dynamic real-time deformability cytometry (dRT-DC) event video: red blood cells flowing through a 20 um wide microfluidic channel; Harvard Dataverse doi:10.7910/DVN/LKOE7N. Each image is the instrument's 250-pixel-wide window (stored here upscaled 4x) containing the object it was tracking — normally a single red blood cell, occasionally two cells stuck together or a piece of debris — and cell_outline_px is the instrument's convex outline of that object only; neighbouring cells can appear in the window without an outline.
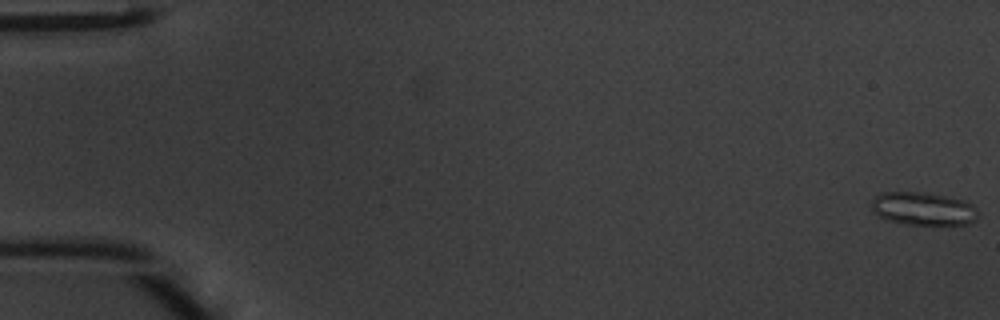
{"species": "common noctule bat (a hibernating species)", "species_latin": "Nyctalus noctula", "temperature_condition": "warm", "stored_images_in_passage": 41, "camera_frame_rate_fps": 3000, "um_per_image_px": 0.085, "animal": {"sex": "male", "body_mass_g": 20.1, "forearm_length_mm": 53.5}, "frame": {"image": 1, "passage_image": 1, "time_ms": 0.0, "image_size_px": [1000, 320], "cell_outline_px": [[980, 216], [976, 220], [968, 224], [900, 224], [888, 220], [872, 212], [872, 200], [880, 192], [924, 192], [964, 200], [972, 204], [980, 212]], "centroid_in_image_um": [78.49, 17.74], "position_along_channel_um": 6.5, "area_um2": 20.69}}
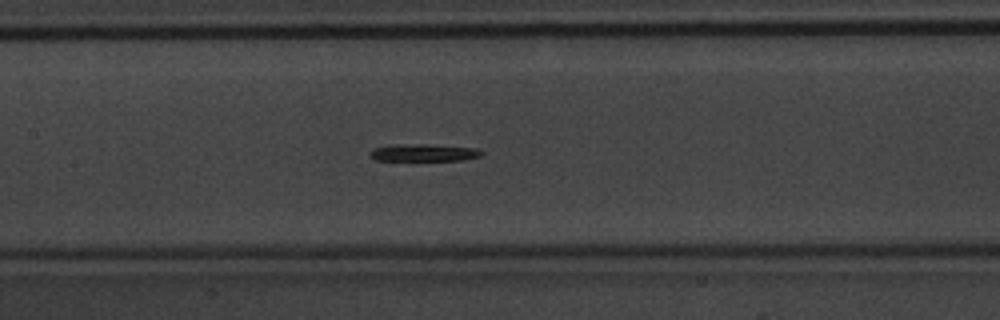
{"frame": {"image": 2, "passage_image": 24, "time_ms": 7.667, "image_size_px": [1000, 320], "cell_outline_px": [[484, 152], [480, 156], [464, 160], [376, 160], [368, 152], [372, 148], [388, 144], [428, 144], [476, 148]], "centroid_in_image_um": [35.99, 12.96], "position_along_channel_um": 171.4, "area_um2": 11.33}}
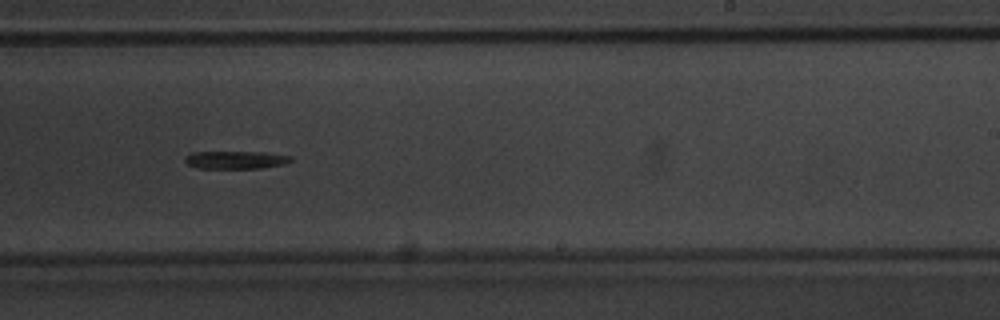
{"frame": {"image": 3, "passage_image": 31, "time_ms": 10.0, "image_size_px": [1000, 320], "cell_outline_px": [[292, 160], [284, 164], [260, 168], [196, 168], [188, 164], [184, 160], [184, 156], [192, 152], [264, 152], [292, 156]], "centroid_in_image_um": [20.01, 13.58], "position_along_channel_um": 269.0, "area_um2": 10.98}, "authors_computed_cell_mechanics": {"area_um2": 11.7912, "velocity_mm_per_s": 4.1925, "shape_relaxation_time_tau1_ms": 9.7246, "shape_relaxation_time_tau2_ms": null, "deformation_change_tau1": 0.2123, "deformation_change_tau2": null}}